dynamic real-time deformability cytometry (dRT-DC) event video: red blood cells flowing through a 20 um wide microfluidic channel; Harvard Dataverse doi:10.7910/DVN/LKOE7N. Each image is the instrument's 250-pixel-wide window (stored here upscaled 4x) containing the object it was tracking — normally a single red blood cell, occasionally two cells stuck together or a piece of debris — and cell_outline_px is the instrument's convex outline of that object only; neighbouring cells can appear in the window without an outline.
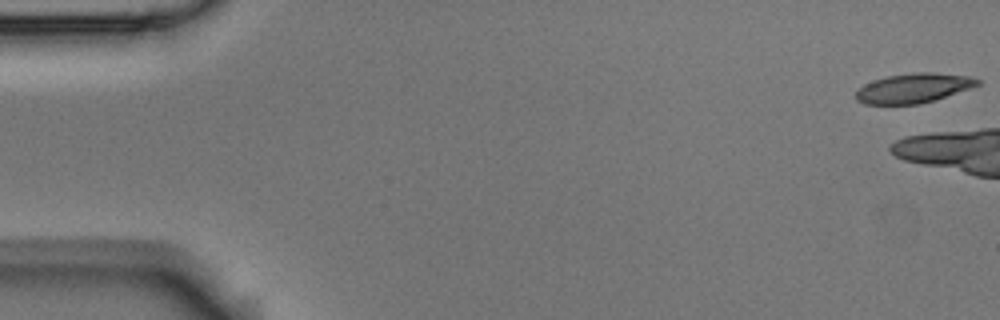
{"species": "Egyptian fruit bat (a non-hibernating species)", "species_latin": "Rousettus aegyptiacus", "temperature_condition": "room temperature", "stored_images_in_passage": 11, "camera_frame_rate_fps": 3000, "um_per_image_px": 0.085, "animal": {"sex": "male"}, "frame": {"image": 1, "passage_image": 1, "time_ms": 0.0, "image_size_px": [1000, 320], "cell_outline_px": [[980, 84], [920, 104], [864, 104], [856, 100], [856, 92], [864, 84], [888, 76], [912, 72], [936, 72], [968, 76], [980, 80]], "centroid_in_image_um": [77.62, 7.48], "position_along_channel_um": 7.4, "area_um2": 20.58}}